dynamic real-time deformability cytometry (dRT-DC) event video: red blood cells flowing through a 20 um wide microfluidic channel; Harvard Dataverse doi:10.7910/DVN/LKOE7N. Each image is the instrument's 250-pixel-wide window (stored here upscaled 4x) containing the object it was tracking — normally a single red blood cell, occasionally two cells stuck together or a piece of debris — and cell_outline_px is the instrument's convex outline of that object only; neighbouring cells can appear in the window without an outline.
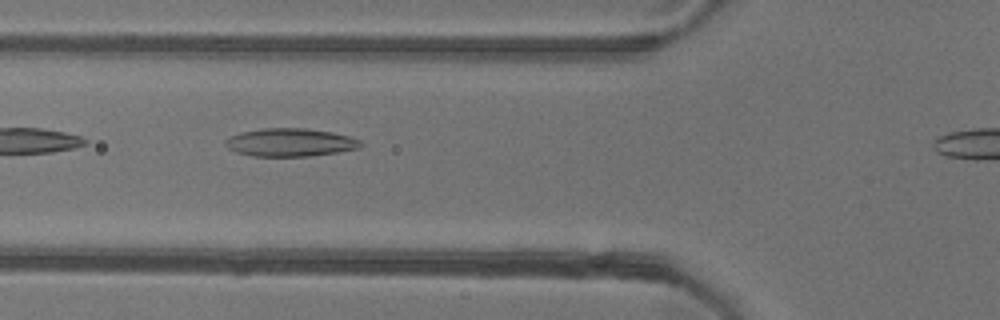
{"species": "common noctule bat (a hibernating species)", "species_latin": "Nyctalus noctula", "temperature_condition": "warm", "stored_images_in_passage": 23, "camera_frame_rate_fps": 3000, "um_per_image_px": 0.085, "animal": {"sex": "female"}, "frame": {"image": 1, "passage_image": 4, "time_ms": 1.0, "image_size_px": [1000, 320], "cell_outline_px": [[364, 144], [360, 148], [336, 152], [308, 156], [252, 156], [236, 152], [228, 148], [224, 144], [224, 140], [228, 136], [240, 132], [264, 128], [304, 128], [332, 132], [348, 136], [360, 140]], "centroid_in_image_um": [24.63, 12.1], "position_along_channel_um": 101.2, "area_um2": 22.2}}
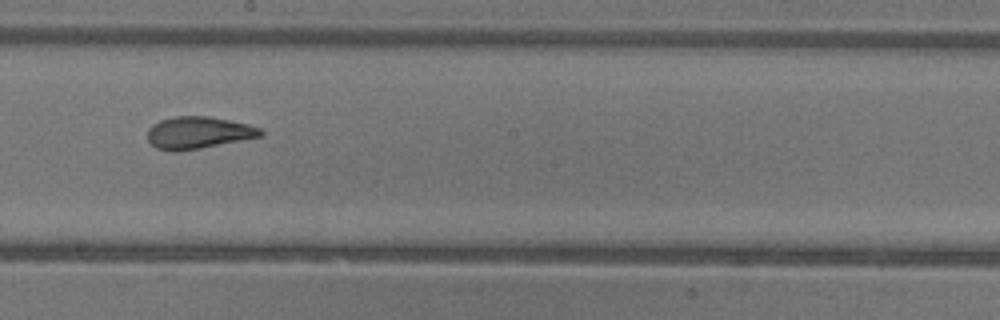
{"frame": {"image": 2, "passage_image": 14, "time_ms": 4.333, "image_size_px": [1000, 320], "cell_outline_px": [[264, 132], [260, 136], [200, 148], [176, 152], [172, 152], [156, 148], [148, 140], [148, 128], [152, 124], [160, 120], [176, 116], [208, 116], [248, 124], [260, 128]], "centroid_in_image_um": [16.81, 11.28], "position_along_channel_um": 231.4, "area_um2": 20.98}}
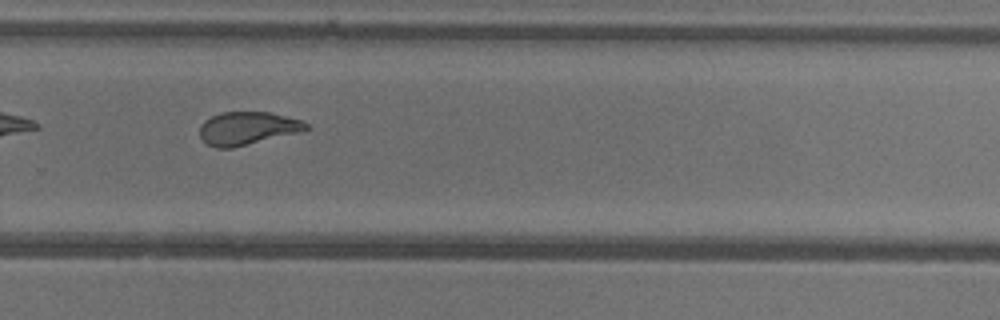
{"frame": {"image": 3, "passage_image": 20, "time_ms": 6.333, "image_size_px": [1000, 320], "cell_outline_px": [[308, 128], [304, 132], [232, 148], [216, 148], [208, 144], [200, 136], [200, 124], [204, 120], [220, 112], [272, 112], [300, 120], [308, 124]], "centroid_in_image_um": [21.06, 10.91], "position_along_channel_um": 308.7, "area_um2": 20.69}}